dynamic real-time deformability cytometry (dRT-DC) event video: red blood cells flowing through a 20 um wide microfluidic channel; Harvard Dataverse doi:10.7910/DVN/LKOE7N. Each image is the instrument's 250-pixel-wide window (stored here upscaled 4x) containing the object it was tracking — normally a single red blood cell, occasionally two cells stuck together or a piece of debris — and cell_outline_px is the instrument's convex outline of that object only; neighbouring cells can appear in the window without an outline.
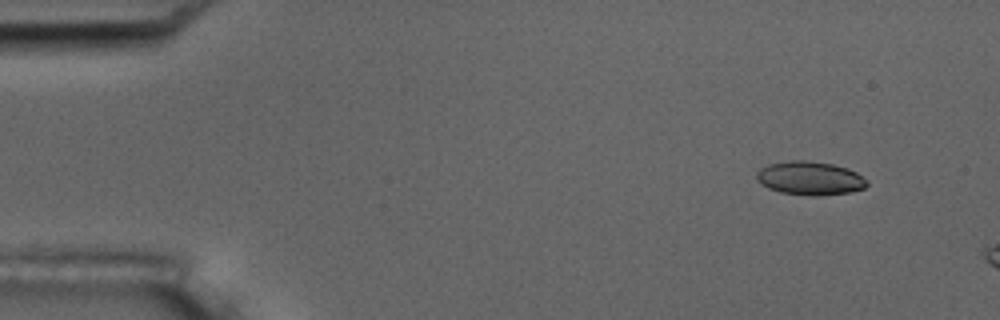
{"species": "common noctule bat (a hibernating species)", "species_latin": "Nyctalus noctula", "temperature_condition": "room temperature", "stored_images_in_passage": 3, "camera_frame_rate_fps": 3000, "um_per_image_px": 0.085, "animal": {"sex": "male", "body_mass_g": 17.5, "forearm_length_mm": 52.3}, "frame": {"image": 1, "passage_image": 1, "time_ms": 0.0, "image_size_px": [1000, 320], "cell_outline_px": [[868, 184], [864, 188], [852, 192], [816, 196], [812, 196], [780, 192], [768, 188], [756, 180], [756, 172], [760, 168], [768, 164], [792, 160], [804, 160], [832, 164], [848, 168], [856, 172], [868, 180]], "centroid_in_image_um": [68.85, 15.15], "position_along_channel_um": 16.2, "area_um2": 21.73}}